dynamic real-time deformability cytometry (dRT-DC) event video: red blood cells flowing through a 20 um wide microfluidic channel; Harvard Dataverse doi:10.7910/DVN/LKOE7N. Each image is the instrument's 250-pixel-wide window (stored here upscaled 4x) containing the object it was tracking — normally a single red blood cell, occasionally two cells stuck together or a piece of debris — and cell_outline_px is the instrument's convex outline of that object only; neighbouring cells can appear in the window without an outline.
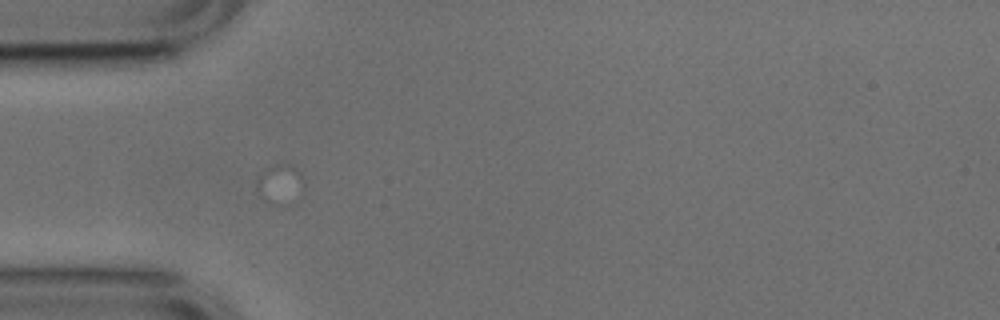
{"species": "common noctule bat (a hibernating species)", "species_latin": "Nyctalus noctula", "temperature_condition": "cold", "stored_images_in_passage": 1, "camera_frame_rate_fps": 3000, "um_per_image_px": 0.085, "animal": {"sex": "male", "body_mass_g": 17.9, "forearm_length_mm": 54.2}, "frame": {"image": 1, "passage_image": 1, "time_ms": 0.0, "image_size_px": [1000, 320], "cell_outline_px": [[304, 192], [300, 200], [288, 208], [280, 208], [268, 204], [264, 200], [256, 188], [256, 180], [264, 168], [280, 160], [288, 160], [304, 176]], "centroid_in_image_um": [23.88, 15.68], "position_along_channel_um": 61.1, "area_um2": 12.6}}